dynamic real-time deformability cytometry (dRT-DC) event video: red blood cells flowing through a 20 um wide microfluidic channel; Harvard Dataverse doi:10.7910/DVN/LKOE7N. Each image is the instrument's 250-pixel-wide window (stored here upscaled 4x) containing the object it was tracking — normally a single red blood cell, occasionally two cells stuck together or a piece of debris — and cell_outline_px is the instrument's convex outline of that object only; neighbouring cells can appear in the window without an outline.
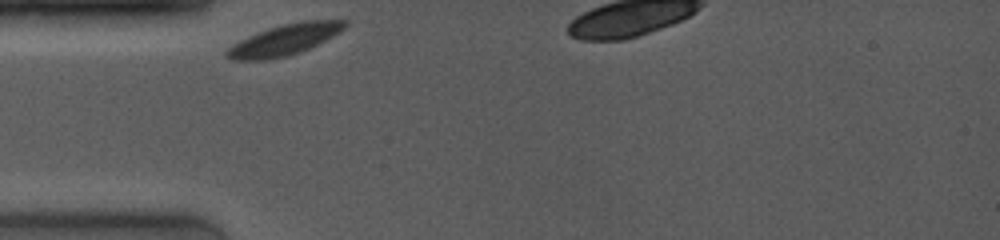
{"species": "common noctule bat (a hibernating species)", "species_latin": "Nyctalus noctula", "temperature_condition": "room temperature", "stored_images_in_passage": 26, "camera_frame_rate_fps": 4000, "um_per_image_px": 0.085, "animal": {"sex": "female", "body_mass_g": 19.0, "forearm_length_mm": 53.3}, "frame": {"image": 1, "passage_image": 1, "time_ms": 0.0, "image_size_px": [1000, 240], "cell_outline_px": [[348, 24], [340, 32], [300, 52], [268, 60], [232, 60], [224, 56], [224, 52], [232, 44], [256, 32], [280, 24], [300, 20], [348, 20]], "centroid_in_image_um": [24.14, 3.37], "position_along_channel_um": 60.9, "area_um2": 21.33}}
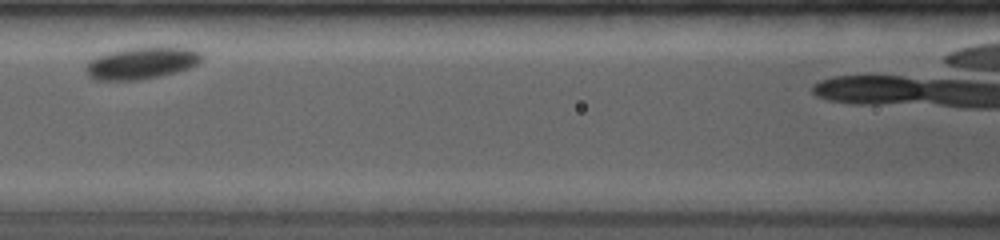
{"frame": {"image": 2, "passage_image": 10, "time_ms": 2.75, "image_size_px": [1000, 240], "cell_outline_px": [[204, 56], [196, 64], [188, 68], [176, 72], [160, 76], [140, 80], [96, 80], [88, 76], [84, 68], [88, 60], [96, 56], [108, 52], [124, 48], [192, 48], [200, 52]], "centroid_in_image_um": [11.97, 5.37], "position_along_channel_um": 154.6, "area_um2": 21.5}}
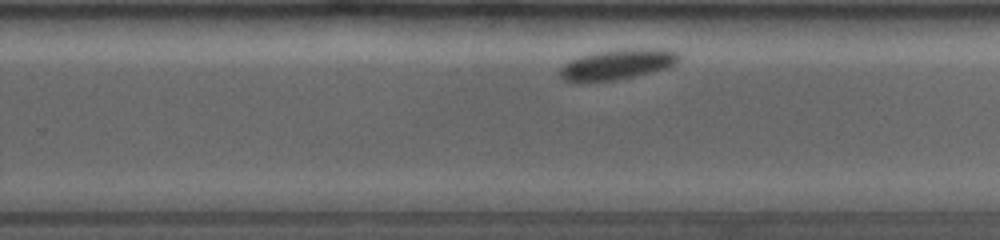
{"frame": {"image": 3, "passage_image": 22, "time_ms": 6.25, "image_size_px": [1000, 240], "cell_outline_px": [[680, 60], [676, 64], [664, 68], [616, 80], [588, 84], [576, 84], [564, 80], [560, 76], [560, 68], [564, 64], [572, 60], [596, 52], [624, 48], [664, 48], [680, 52]], "centroid_in_image_um": [52.47, 5.49], "position_along_channel_um": 277.3, "area_um2": 21.44}}